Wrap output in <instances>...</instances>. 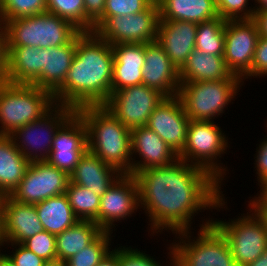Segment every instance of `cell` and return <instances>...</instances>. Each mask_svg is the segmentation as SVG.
I'll return each mask as SVG.
<instances>
[{"label": "cell", "instance_id": "obj_17", "mask_svg": "<svg viewBox=\"0 0 267 266\" xmlns=\"http://www.w3.org/2000/svg\"><path fill=\"white\" fill-rule=\"evenodd\" d=\"M189 121L181 99L165 97L153 110L146 126L179 155L186 144Z\"/></svg>", "mask_w": 267, "mask_h": 266}, {"label": "cell", "instance_id": "obj_37", "mask_svg": "<svg viewBox=\"0 0 267 266\" xmlns=\"http://www.w3.org/2000/svg\"><path fill=\"white\" fill-rule=\"evenodd\" d=\"M22 245L46 262L57 261L56 235L52 233L43 230L26 239Z\"/></svg>", "mask_w": 267, "mask_h": 266}, {"label": "cell", "instance_id": "obj_48", "mask_svg": "<svg viewBox=\"0 0 267 266\" xmlns=\"http://www.w3.org/2000/svg\"><path fill=\"white\" fill-rule=\"evenodd\" d=\"M247 266H267V249L259 258H257L255 261L248 264Z\"/></svg>", "mask_w": 267, "mask_h": 266}, {"label": "cell", "instance_id": "obj_35", "mask_svg": "<svg viewBox=\"0 0 267 266\" xmlns=\"http://www.w3.org/2000/svg\"><path fill=\"white\" fill-rule=\"evenodd\" d=\"M165 245L168 246L166 247L168 250L166 265L163 264L164 262L160 263L161 261H157L154 256L146 254L145 252L147 251H140L138 248L128 247L127 245H119V266H175V257L171 244ZM167 259L170 262H167Z\"/></svg>", "mask_w": 267, "mask_h": 266}, {"label": "cell", "instance_id": "obj_28", "mask_svg": "<svg viewBox=\"0 0 267 266\" xmlns=\"http://www.w3.org/2000/svg\"><path fill=\"white\" fill-rule=\"evenodd\" d=\"M160 20L201 23L219 17L214 0H157Z\"/></svg>", "mask_w": 267, "mask_h": 266}, {"label": "cell", "instance_id": "obj_9", "mask_svg": "<svg viewBox=\"0 0 267 266\" xmlns=\"http://www.w3.org/2000/svg\"><path fill=\"white\" fill-rule=\"evenodd\" d=\"M246 211L227 221L212 220V224L226 238L232 256L240 266L252 263L267 249V228L263 219L251 209Z\"/></svg>", "mask_w": 267, "mask_h": 266}, {"label": "cell", "instance_id": "obj_45", "mask_svg": "<svg viewBox=\"0 0 267 266\" xmlns=\"http://www.w3.org/2000/svg\"><path fill=\"white\" fill-rule=\"evenodd\" d=\"M7 42L4 26L0 23V80H3L7 69Z\"/></svg>", "mask_w": 267, "mask_h": 266}, {"label": "cell", "instance_id": "obj_20", "mask_svg": "<svg viewBox=\"0 0 267 266\" xmlns=\"http://www.w3.org/2000/svg\"><path fill=\"white\" fill-rule=\"evenodd\" d=\"M142 71L143 85L156 89L165 97L178 95L179 70L157 41L145 44V64Z\"/></svg>", "mask_w": 267, "mask_h": 266}, {"label": "cell", "instance_id": "obj_31", "mask_svg": "<svg viewBox=\"0 0 267 266\" xmlns=\"http://www.w3.org/2000/svg\"><path fill=\"white\" fill-rule=\"evenodd\" d=\"M70 206L79 220L93 221L99 226L100 197L93 191L69 181L66 193Z\"/></svg>", "mask_w": 267, "mask_h": 266}, {"label": "cell", "instance_id": "obj_44", "mask_svg": "<svg viewBox=\"0 0 267 266\" xmlns=\"http://www.w3.org/2000/svg\"><path fill=\"white\" fill-rule=\"evenodd\" d=\"M258 186L260 191L253 198L249 197L247 209H251L257 216H267V180L262 181Z\"/></svg>", "mask_w": 267, "mask_h": 266}, {"label": "cell", "instance_id": "obj_11", "mask_svg": "<svg viewBox=\"0 0 267 266\" xmlns=\"http://www.w3.org/2000/svg\"><path fill=\"white\" fill-rule=\"evenodd\" d=\"M74 112L70 107L56 104L42 118L21 126L9 136L30 162L46 161L56 131Z\"/></svg>", "mask_w": 267, "mask_h": 266}, {"label": "cell", "instance_id": "obj_24", "mask_svg": "<svg viewBox=\"0 0 267 266\" xmlns=\"http://www.w3.org/2000/svg\"><path fill=\"white\" fill-rule=\"evenodd\" d=\"M121 174L87 149L70 174V181L102 197Z\"/></svg>", "mask_w": 267, "mask_h": 266}, {"label": "cell", "instance_id": "obj_51", "mask_svg": "<svg viewBox=\"0 0 267 266\" xmlns=\"http://www.w3.org/2000/svg\"><path fill=\"white\" fill-rule=\"evenodd\" d=\"M44 266H66L65 262L62 261H54V262H47Z\"/></svg>", "mask_w": 267, "mask_h": 266}, {"label": "cell", "instance_id": "obj_19", "mask_svg": "<svg viewBox=\"0 0 267 266\" xmlns=\"http://www.w3.org/2000/svg\"><path fill=\"white\" fill-rule=\"evenodd\" d=\"M131 156L132 175L148 168L170 165L179 159L178 154L147 126L131 130Z\"/></svg>", "mask_w": 267, "mask_h": 266}, {"label": "cell", "instance_id": "obj_8", "mask_svg": "<svg viewBox=\"0 0 267 266\" xmlns=\"http://www.w3.org/2000/svg\"><path fill=\"white\" fill-rule=\"evenodd\" d=\"M218 125L214 121L190 120L186 144L178 158L207 170L224 185L223 182L227 180L225 176L230 173L219 159L227 154L230 141Z\"/></svg>", "mask_w": 267, "mask_h": 266}, {"label": "cell", "instance_id": "obj_23", "mask_svg": "<svg viewBox=\"0 0 267 266\" xmlns=\"http://www.w3.org/2000/svg\"><path fill=\"white\" fill-rule=\"evenodd\" d=\"M77 45V35L65 45L41 48V74L31 84L54 92L65 80Z\"/></svg>", "mask_w": 267, "mask_h": 266}, {"label": "cell", "instance_id": "obj_15", "mask_svg": "<svg viewBox=\"0 0 267 266\" xmlns=\"http://www.w3.org/2000/svg\"><path fill=\"white\" fill-rule=\"evenodd\" d=\"M139 205L138 183L134 175L121 174L100 197L99 227L103 231L116 230V223L134 216ZM116 225V226H115Z\"/></svg>", "mask_w": 267, "mask_h": 266}, {"label": "cell", "instance_id": "obj_4", "mask_svg": "<svg viewBox=\"0 0 267 266\" xmlns=\"http://www.w3.org/2000/svg\"><path fill=\"white\" fill-rule=\"evenodd\" d=\"M208 217L201 219L200 229L195 232L198 235L191 230L174 234L176 239L170 244L175 266H240L235 262L226 238L212 224L214 218Z\"/></svg>", "mask_w": 267, "mask_h": 266}, {"label": "cell", "instance_id": "obj_36", "mask_svg": "<svg viewBox=\"0 0 267 266\" xmlns=\"http://www.w3.org/2000/svg\"><path fill=\"white\" fill-rule=\"evenodd\" d=\"M47 12L70 21L84 32V0H46Z\"/></svg>", "mask_w": 267, "mask_h": 266}, {"label": "cell", "instance_id": "obj_34", "mask_svg": "<svg viewBox=\"0 0 267 266\" xmlns=\"http://www.w3.org/2000/svg\"><path fill=\"white\" fill-rule=\"evenodd\" d=\"M47 11L46 0H1L0 23L7 20L34 16Z\"/></svg>", "mask_w": 267, "mask_h": 266}, {"label": "cell", "instance_id": "obj_5", "mask_svg": "<svg viewBox=\"0 0 267 266\" xmlns=\"http://www.w3.org/2000/svg\"><path fill=\"white\" fill-rule=\"evenodd\" d=\"M56 102L52 92L35 85L11 84L0 80V135L46 115Z\"/></svg>", "mask_w": 267, "mask_h": 266}, {"label": "cell", "instance_id": "obj_33", "mask_svg": "<svg viewBox=\"0 0 267 266\" xmlns=\"http://www.w3.org/2000/svg\"><path fill=\"white\" fill-rule=\"evenodd\" d=\"M112 237H115L112 232L103 231L91 244L66 260V266H97L111 251L115 239Z\"/></svg>", "mask_w": 267, "mask_h": 266}, {"label": "cell", "instance_id": "obj_21", "mask_svg": "<svg viewBox=\"0 0 267 266\" xmlns=\"http://www.w3.org/2000/svg\"><path fill=\"white\" fill-rule=\"evenodd\" d=\"M197 23L179 20H160L157 42L172 63L180 70L195 49Z\"/></svg>", "mask_w": 267, "mask_h": 266}, {"label": "cell", "instance_id": "obj_52", "mask_svg": "<svg viewBox=\"0 0 267 266\" xmlns=\"http://www.w3.org/2000/svg\"><path fill=\"white\" fill-rule=\"evenodd\" d=\"M263 219L265 225H266V228H267V216H259Z\"/></svg>", "mask_w": 267, "mask_h": 266}, {"label": "cell", "instance_id": "obj_12", "mask_svg": "<svg viewBox=\"0 0 267 266\" xmlns=\"http://www.w3.org/2000/svg\"><path fill=\"white\" fill-rule=\"evenodd\" d=\"M164 98L156 89L141 84L113 91L103 106L132 130L145 127Z\"/></svg>", "mask_w": 267, "mask_h": 266}, {"label": "cell", "instance_id": "obj_16", "mask_svg": "<svg viewBox=\"0 0 267 266\" xmlns=\"http://www.w3.org/2000/svg\"><path fill=\"white\" fill-rule=\"evenodd\" d=\"M87 149V127L75 111L56 131L46 161L70 176Z\"/></svg>", "mask_w": 267, "mask_h": 266}, {"label": "cell", "instance_id": "obj_7", "mask_svg": "<svg viewBox=\"0 0 267 266\" xmlns=\"http://www.w3.org/2000/svg\"><path fill=\"white\" fill-rule=\"evenodd\" d=\"M245 83L232 75L226 80L180 82L178 97L190 120L214 121L222 117Z\"/></svg>", "mask_w": 267, "mask_h": 266}, {"label": "cell", "instance_id": "obj_30", "mask_svg": "<svg viewBox=\"0 0 267 266\" xmlns=\"http://www.w3.org/2000/svg\"><path fill=\"white\" fill-rule=\"evenodd\" d=\"M103 230L93 221L79 220L56 235L57 260L65 262L93 242Z\"/></svg>", "mask_w": 267, "mask_h": 266}, {"label": "cell", "instance_id": "obj_29", "mask_svg": "<svg viewBox=\"0 0 267 266\" xmlns=\"http://www.w3.org/2000/svg\"><path fill=\"white\" fill-rule=\"evenodd\" d=\"M34 205L43 229L54 235L62 233L79 221L66 194L50 197Z\"/></svg>", "mask_w": 267, "mask_h": 266}, {"label": "cell", "instance_id": "obj_22", "mask_svg": "<svg viewBox=\"0 0 267 266\" xmlns=\"http://www.w3.org/2000/svg\"><path fill=\"white\" fill-rule=\"evenodd\" d=\"M114 55L112 92L142 84L145 44L111 45Z\"/></svg>", "mask_w": 267, "mask_h": 266}, {"label": "cell", "instance_id": "obj_10", "mask_svg": "<svg viewBox=\"0 0 267 266\" xmlns=\"http://www.w3.org/2000/svg\"><path fill=\"white\" fill-rule=\"evenodd\" d=\"M159 6L153 1L144 11L128 16L101 17L93 32L110 45L150 43L157 40Z\"/></svg>", "mask_w": 267, "mask_h": 266}, {"label": "cell", "instance_id": "obj_49", "mask_svg": "<svg viewBox=\"0 0 267 266\" xmlns=\"http://www.w3.org/2000/svg\"><path fill=\"white\" fill-rule=\"evenodd\" d=\"M254 5H251L255 8V11H267V0H253ZM257 3V4H255Z\"/></svg>", "mask_w": 267, "mask_h": 266}, {"label": "cell", "instance_id": "obj_18", "mask_svg": "<svg viewBox=\"0 0 267 266\" xmlns=\"http://www.w3.org/2000/svg\"><path fill=\"white\" fill-rule=\"evenodd\" d=\"M34 204H24L4 196L1 200L0 243H23L43 231Z\"/></svg>", "mask_w": 267, "mask_h": 266}, {"label": "cell", "instance_id": "obj_25", "mask_svg": "<svg viewBox=\"0 0 267 266\" xmlns=\"http://www.w3.org/2000/svg\"><path fill=\"white\" fill-rule=\"evenodd\" d=\"M232 75L223 55H210L197 49L179 70L180 82L226 80Z\"/></svg>", "mask_w": 267, "mask_h": 266}, {"label": "cell", "instance_id": "obj_46", "mask_svg": "<svg viewBox=\"0 0 267 266\" xmlns=\"http://www.w3.org/2000/svg\"><path fill=\"white\" fill-rule=\"evenodd\" d=\"M97 266H119V247L115 246Z\"/></svg>", "mask_w": 267, "mask_h": 266}, {"label": "cell", "instance_id": "obj_27", "mask_svg": "<svg viewBox=\"0 0 267 266\" xmlns=\"http://www.w3.org/2000/svg\"><path fill=\"white\" fill-rule=\"evenodd\" d=\"M30 161L18 150L12 138L0 135V195L10 196L24 177Z\"/></svg>", "mask_w": 267, "mask_h": 266}, {"label": "cell", "instance_id": "obj_26", "mask_svg": "<svg viewBox=\"0 0 267 266\" xmlns=\"http://www.w3.org/2000/svg\"><path fill=\"white\" fill-rule=\"evenodd\" d=\"M7 69L4 81L31 85L41 74V48L7 47Z\"/></svg>", "mask_w": 267, "mask_h": 266}, {"label": "cell", "instance_id": "obj_47", "mask_svg": "<svg viewBox=\"0 0 267 266\" xmlns=\"http://www.w3.org/2000/svg\"><path fill=\"white\" fill-rule=\"evenodd\" d=\"M254 19L259 28V34L267 37V11H255Z\"/></svg>", "mask_w": 267, "mask_h": 266}, {"label": "cell", "instance_id": "obj_43", "mask_svg": "<svg viewBox=\"0 0 267 266\" xmlns=\"http://www.w3.org/2000/svg\"><path fill=\"white\" fill-rule=\"evenodd\" d=\"M256 147V153L254 154V166L257 176V184L267 180V135L264 136Z\"/></svg>", "mask_w": 267, "mask_h": 266}, {"label": "cell", "instance_id": "obj_40", "mask_svg": "<svg viewBox=\"0 0 267 266\" xmlns=\"http://www.w3.org/2000/svg\"><path fill=\"white\" fill-rule=\"evenodd\" d=\"M154 0H106L102 17L128 16L144 11Z\"/></svg>", "mask_w": 267, "mask_h": 266}, {"label": "cell", "instance_id": "obj_1", "mask_svg": "<svg viewBox=\"0 0 267 266\" xmlns=\"http://www.w3.org/2000/svg\"><path fill=\"white\" fill-rule=\"evenodd\" d=\"M134 176L140 209L149 220L150 236H158L163 231L174 235L194 230L192 222L198 213L228 209L222 184L207 170L184 160L148 168Z\"/></svg>", "mask_w": 267, "mask_h": 266}, {"label": "cell", "instance_id": "obj_32", "mask_svg": "<svg viewBox=\"0 0 267 266\" xmlns=\"http://www.w3.org/2000/svg\"><path fill=\"white\" fill-rule=\"evenodd\" d=\"M226 20L219 17L198 23L195 49L210 55H223Z\"/></svg>", "mask_w": 267, "mask_h": 266}, {"label": "cell", "instance_id": "obj_13", "mask_svg": "<svg viewBox=\"0 0 267 266\" xmlns=\"http://www.w3.org/2000/svg\"><path fill=\"white\" fill-rule=\"evenodd\" d=\"M70 176L47 161L31 162L10 197L24 204H36L66 193Z\"/></svg>", "mask_w": 267, "mask_h": 266}, {"label": "cell", "instance_id": "obj_2", "mask_svg": "<svg viewBox=\"0 0 267 266\" xmlns=\"http://www.w3.org/2000/svg\"><path fill=\"white\" fill-rule=\"evenodd\" d=\"M114 55L95 32H79L71 67L53 92L56 104L74 109L104 105L112 93Z\"/></svg>", "mask_w": 267, "mask_h": 266}, {"label": "cell", "instance_id": "obj_41", "mask_svg": "<svg viewBox=\"0 0 267 266\" xmlns=\"http://www.w3.org/2000/svg\"><path fill=\"white\" fill-rule=\"evenodd\" d=\"M267 76V37L260 36L254 52L251 70L242 78L243 82L246 79L262 78Z\"/></svg>", "mask_w": 267, "mask_h": 266}, {"label": "cell", "instance_id": "obj_38", "mask_svg": "<svg viewBox=\"0 0 267 266\" xmlns=\"http://www.w3.org/2000/svg\"><path fill=\"white\" fill-rule=\"evenodd\" d=\"M218 15L225 19H252L255 8L249 6L250 0H214Z\"/></svg>", "mask_w": 267, "mask_h": 266}, {"label": "cell", "instance_id": "obj_50", "mask_svg": "<svg viewBox=\"0 0 267 266\" xmlns=\"http://www.w3.org/2000/svg\"><path fill=\"white\" fill-rule=\"evenodd\" d=\"M0 266H14L0 251Z\"/></svg>", "mask_w": 267, "mask_h": 266}, {"label": "cell", "instance_id": "obj_3", "mask_svg": "<svg viewBox=\"0 0 267 266\" xmlns=\"http://www.w3.org/2000/svg\"><path fill=\"white\" fill-rule=\"evenodd\" d=\"M87 127L88 150L122 174H131V130L103 105L76 110Z\"/></svg>", "mask_w": 267, "mask_h": 266}, {"label": "cell", "instance_id": "obj_6", "mask_svg": "<svg viewBox=\"0 0 267 266\" xmlns=\"http://www.w3.org/2000/svg\"><path fill=\"white\" fill-rule=\"evenodd\" d=\"M7 47L51 48L68 44L80 30L50 12L7 20L4 24Z\"/></svg>", "mask_w": 267, "mask_h": 266}, {"label": "cell", "instance_id": "obj_39", "mask_svg": "<svg viewBox=\"0 0 267 266\" xmlns=\"http://www.w3.org/2000/svg\"><path fill=\"white\" fill-rule=\"evenodd\" d=\"M4 244L7 247H5ZM10 246L13 249L10 253L9 251L6 253V250L5 252L2 250L3 247L9 250L8 248H11ZM0 251H2V254L12 262L14 266H44L47 263L21 243H0Z\"/></svg>", "mask_w": 267, "mask_h": 266}, {"label": "cell", "instance_id": "obj_53", "mask_svg": "<svg viewBox=\"0 0 267 266\" xmlns=\"http://www.w3.org/2000/svg\"><path fill=\"white\" fill-rule=\"evenodd\" d=\"M2 196L0 195V214H1V200H2Z\"/></svg>", "mask_w": 267, "mask_h": 266}, {"label": "cell", "instance_id": "obj_42", "mask_svg": "<svg viewBox=\"0 0 267 266\" xmlns=\"http://www.w3.org/2000/svg\"><path fill=\"white\" fill-rule=\"evenodd\" d=\"M106 0H84V32H93L94 24L103 16Z\"/></svg>", "mask_w": 267, "mask_h": 266}, {"label": "cell", "instance_id": "obj_14", "mask_svg": "<svg viewBox=\"0 0 267 266\" xmlns=\"http://www.w3.org/2000/svg\"><path fill=\"white\" fill-rule=\"evenodd\" d=\"M259 37L254 18L226 20L223 56L232 74L243 78L251 70Z\"/></svg>", "mask_w": 267, "mask_h": 266}]
</instances>
